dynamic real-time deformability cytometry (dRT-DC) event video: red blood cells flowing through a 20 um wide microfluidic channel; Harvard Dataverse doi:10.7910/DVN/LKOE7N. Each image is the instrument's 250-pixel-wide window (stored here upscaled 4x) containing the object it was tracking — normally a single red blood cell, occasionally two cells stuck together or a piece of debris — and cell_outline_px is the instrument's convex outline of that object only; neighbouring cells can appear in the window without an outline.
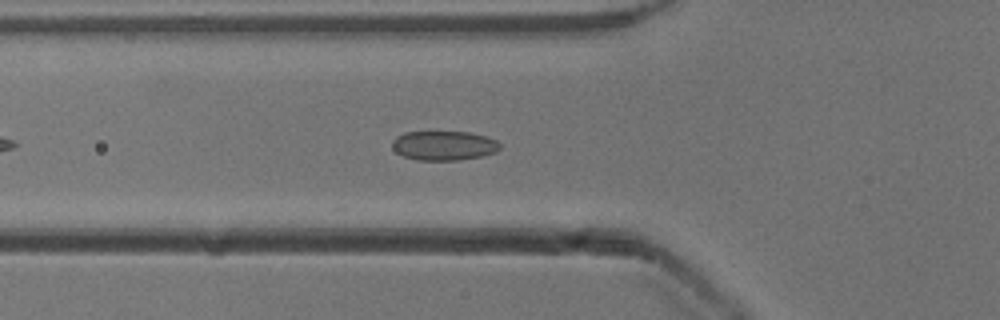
{"species": "common noctule bat (a hibernating species)", "species_latin": "Nyctalus noctula", "temperature_condition": "cold", "stored_images_in_passage": 43, "camera_frame_rate_fps": 3000, "um_per_image_px": 0.085, "animal": {"sex": "male", "body_mass_g": 13.3}, "frame": {"image": 1, "passage_image": 9, "time_ms": 2.667, "image_size_px": [1000, 320], "cell_outline_px": [[500, 148], [496, 152], [480, 156], [460, 160], [416, 160], [404, 156], [396, 152], [392, 148], [392, 140], [396, 136], [404, 132], [472, 132], [488, 136], [496, 140], [500, 144]], "centroid_in_image_um": [37.73, 12.37], "position_along_channel_um": 88.1, "area_um2": 18.61}}
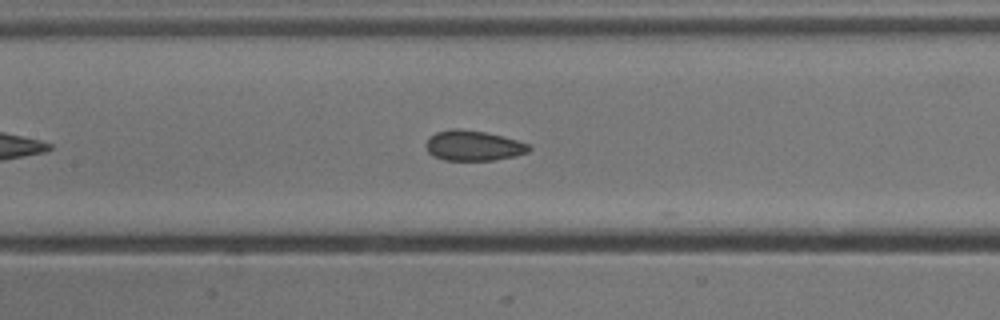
{"frame": {"image": 2, "passage_image": 15, "time_ms": 4.667, "image_size_px": [1000, 320], "cell_outline_px": [[532, 148], [528, 152], [516, 156], [492, 160], [444, 160], [432, 156], [428, 152], [424, 144], [428, 136], [436, 132], [452, 128], [460, 128], [484, 132], [516, 140], [528, 144]], "centroid_in_image_um": [40.17, 12.38], "position_along_channel_um": 167.2, "area_um2": 18.26}}
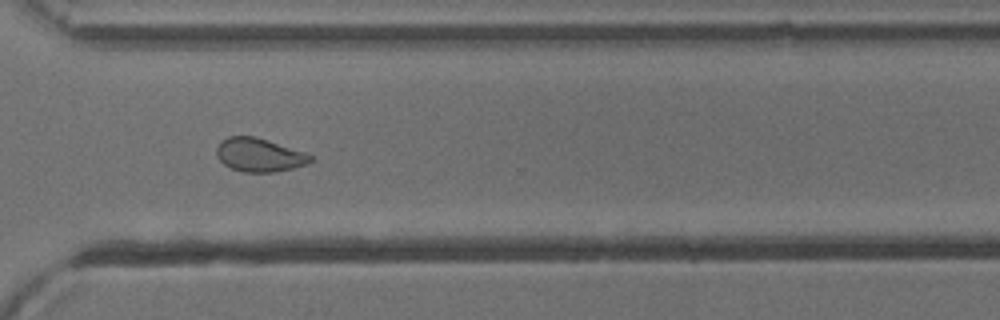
{"frame": {"image": 3, "passage_image": 29, "time_ms": 9.333, "image_size_px": [1000, 320], "cell_outline_px": [[312, 160], [308, 164], [292, 168], [272, 172], [244, 172], [232, 168], [224, 164], [220, 160], [216, 152], [216, 148], [220, 140], [228, 136], [256, 136], [304, 152], [312, 156]], "centroid_in_image_um": [22.02, 13.16], "position_along_channel_um": 348.6, "area_um2": 18.26}, "authors_computed_cell_mechanics": {"area_um2": 18.6116, "velocity_mm_per_s": 3.8967, "shape_relaxation_time_tau1_ms": null, "shape_relaxation_time_tau2_ms": 1.6668, "deformation_change_tau1": null, "deformation_change_tau2": 0.0637}}